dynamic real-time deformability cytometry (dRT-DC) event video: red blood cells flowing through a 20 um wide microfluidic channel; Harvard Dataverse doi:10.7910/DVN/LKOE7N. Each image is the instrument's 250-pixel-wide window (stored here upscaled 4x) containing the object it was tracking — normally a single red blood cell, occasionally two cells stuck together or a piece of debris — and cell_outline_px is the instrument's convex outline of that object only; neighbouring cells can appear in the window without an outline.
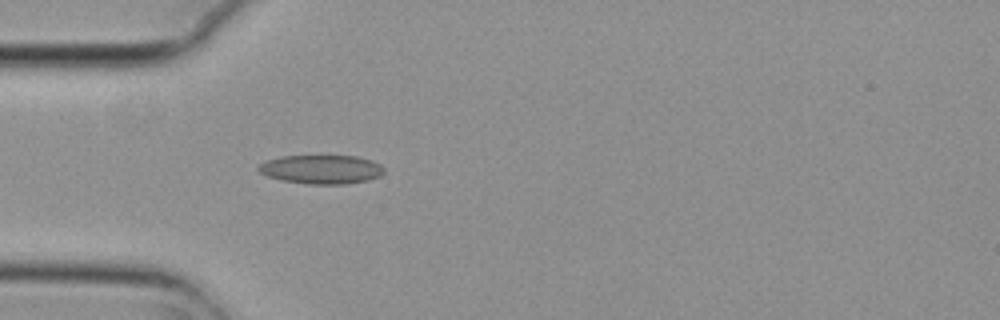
{"species": "common noctule bat (a hibernating species)", "species_latin": "Nyctalus noctula", "temperature_condition": "cold", "stored_images_in_passage": 5, "camera_frame_rate_fps": 3000, "um_per_image_px": 0.085, "animal": {"sex": "female", "body_mass_g": 29.2, "forearm_length_mm": 56.3}, "frame": {"image": 1, "passage_image": 5, "time_ms": 1.333, "image_size_px": [1000, 320], "cell_outline_px": [[384, 172], [380, 176], [368, 180], [344, 184], [308, 184], [280, 180], [268, 176], [260, 172], [256, 168], [260, 164], [268, 160], [280, 156], [356, 156], [372, 160], [380, 164], [384, 168]], "centroid_in_image_um": [27.33, 14.4], "position_along_channel_um": 57.7, "area_um2": 21.15}}